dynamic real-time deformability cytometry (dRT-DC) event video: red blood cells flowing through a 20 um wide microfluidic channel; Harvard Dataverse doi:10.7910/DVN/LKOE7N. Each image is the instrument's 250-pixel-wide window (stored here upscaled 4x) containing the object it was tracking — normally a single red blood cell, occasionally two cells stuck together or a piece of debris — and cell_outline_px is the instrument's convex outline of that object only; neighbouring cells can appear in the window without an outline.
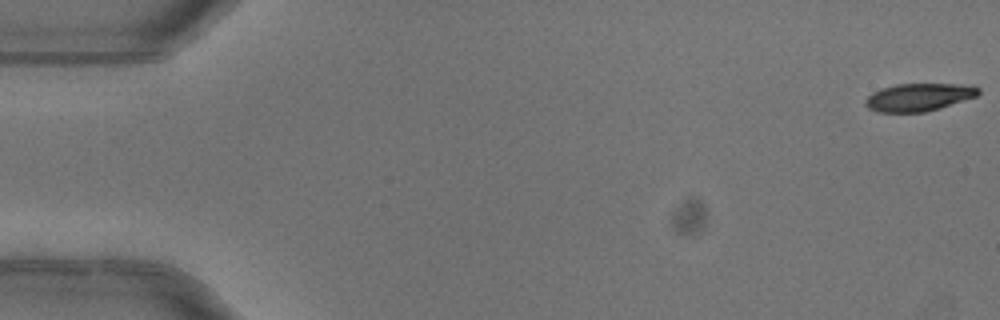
{"species": "common noctule bat (a hibernating species)", "species_latin": "Nyctalus noctula", "temperature_condition": "warm", "stored_images_in_passage": 5, "camera_frame_rate_fps": 3000, "um_per_image_px": 0.085, "animal": {"sex": "female"}, "frame": {"image": 1, "passage_image": 1, "time_ms": 0.0, "image_size_px": [1000, 320], "cell_outline_px": [[980, 92], [976, 96], [940, 108], [924, 112], [876, 112], [868, 108], [864, 104], [864, 100], [872, 92], [880, 88], [896, 84], [972, 84], [980, 88]], "centroid_in_image_um": [78.08, 8.25], "position_along_channel_um": 6.9, "area_um2": 18.44}}
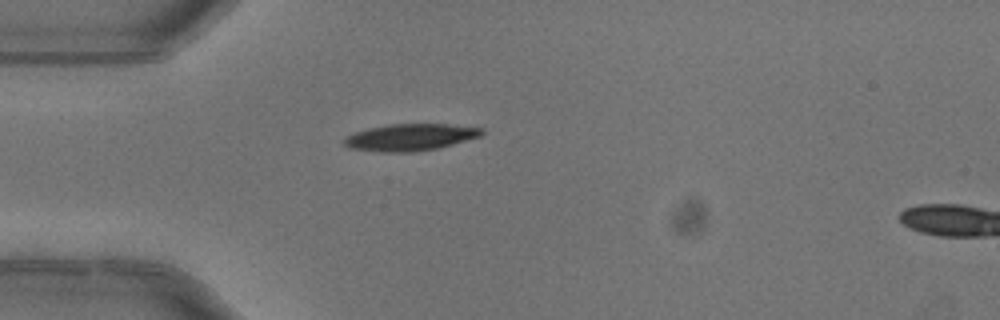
{"frame": {"image": 2, "passage_image": 5, "time_ms": 1.333, "image_size_px": [1000, 320], "cell_outline_px": [[484, 132], [480, 136], [452, 144], [436, 148], [412, 152], [384, 152], [352, 148], [344, 144], [344, 140], [348, 136], [356, 132], [368, 128], [388, 124], [448, 124], [484, 128]], "centroid_in_image_um": [34.9, 11.65], "position_along_channel_um": 50.1, "area_um2": 21.21}}